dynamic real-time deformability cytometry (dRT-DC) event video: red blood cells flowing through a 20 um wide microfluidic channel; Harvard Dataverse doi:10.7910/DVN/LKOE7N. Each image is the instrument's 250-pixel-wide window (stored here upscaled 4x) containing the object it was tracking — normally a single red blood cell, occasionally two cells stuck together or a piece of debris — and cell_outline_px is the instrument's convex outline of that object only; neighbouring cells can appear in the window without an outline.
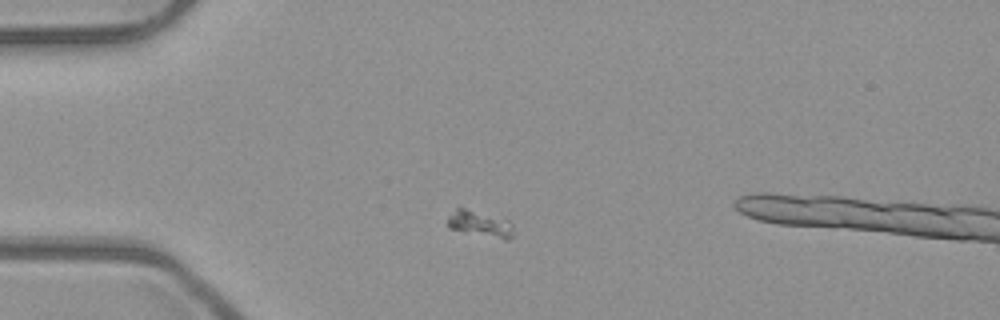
{"species": "common noctule bat (a hibernating species)", "species_latin": "Nyctalus noctula", "temperature_condition": "room temperature", "stored_images_in_passage": 42, "camera_frame_rate_fps": 3000, "um_per_image_px": 0.085, "animal": {"sex": "male", "body_mass_g": 23.1, "forearm_length_mm": 52.7}, "frame": {"image": 1, "passage_image": 1, "time_ms": 0.0, "image_size_px": [1000, 320], "cell_outline_px": [[516, 232], [508, 240], [504, 240], [464, 232], [448, 228], [448, 216], [456, 208], [464, 208], [508, 220], [512, 224]], "centroid_in_image_um": [40.84, 19.06], "position_along_channel_um": 44.2, "area_um2": 10.06}}
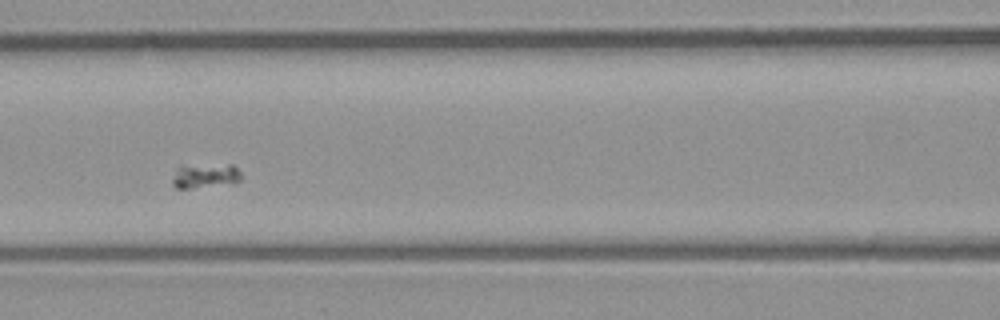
{"frame": {"image": 2, "passage_image": 11, "time_ms": 3.333, "image_size_px": [1000, 320], "cell_outline_px": [[240, 180], [236, 184], [192, 188], [176, 188], [172, 184], [172, 180], [176, 168], [180, 164], [232, 164], [240, 172]], "centroid_in_image_um": [17.43, 14.92], "position_along_channel_um": 149.2, "area_um2": 10.35}}
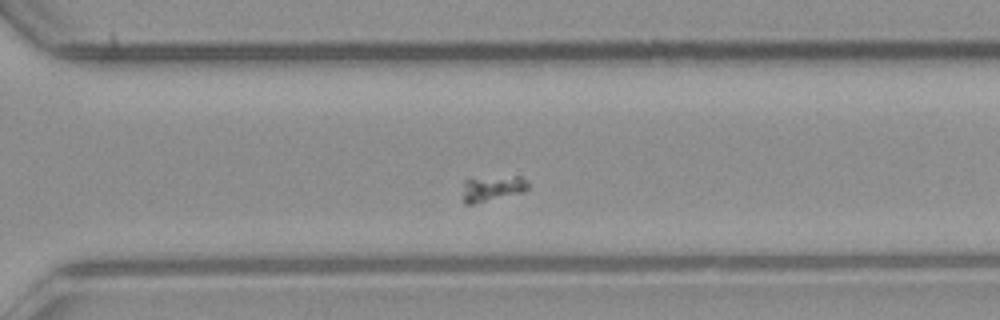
{"frame": {"image": 3, "passage_image": 25, "time_ms": 8.0, "image_size_px": [1000, 320], "cell_outline_px": [[528, 188], [524, 192], [472, 204], [464, 204], [464, 180], [468, 176], [520, 176], [528, 180]], "centroid_in_image_um": [41.84, 15.96], "position_along_channel_um": 328.8, "area_um2": 10.12}}